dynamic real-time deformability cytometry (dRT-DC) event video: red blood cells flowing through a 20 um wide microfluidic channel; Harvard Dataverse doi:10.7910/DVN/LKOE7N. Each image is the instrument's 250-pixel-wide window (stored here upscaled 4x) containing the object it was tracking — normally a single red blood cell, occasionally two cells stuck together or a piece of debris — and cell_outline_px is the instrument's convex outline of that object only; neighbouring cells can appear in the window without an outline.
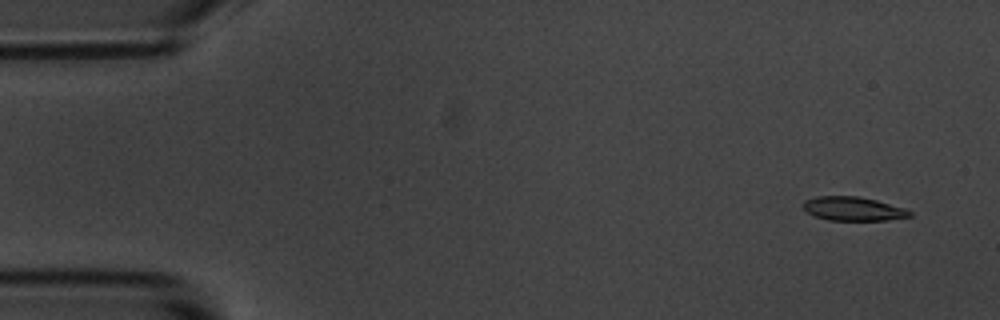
{"species": "common noctule bat (a hibernating species)", "species_latin": "Nyctalus noctula", "temperature_condition": "room temperature", "stored_images_in_passage": 4, "camera_frame_rate_fps": 3000, "um_per_image_px": 0.085, "animal": {"sex": "male", "body_mass_g": 20.1, "forearm_length_mm": 53.5}, "frame": {"image": 1, "passage_image": 1, "time_ms": 0.0, "image_size_px": [1000, 320], "cell_outline_px": [[912, 216], [888, 220], [828, 220], [816, 216], [808, 212], [804, 208], [804, 200], [816, 196], [860, 196], [876, 200], [904, 208], [912, 212]], "centroid_in_image_um": [72.53, 17.74], "position_along_channel_um": 12.5, "area_um2": 14.74}}
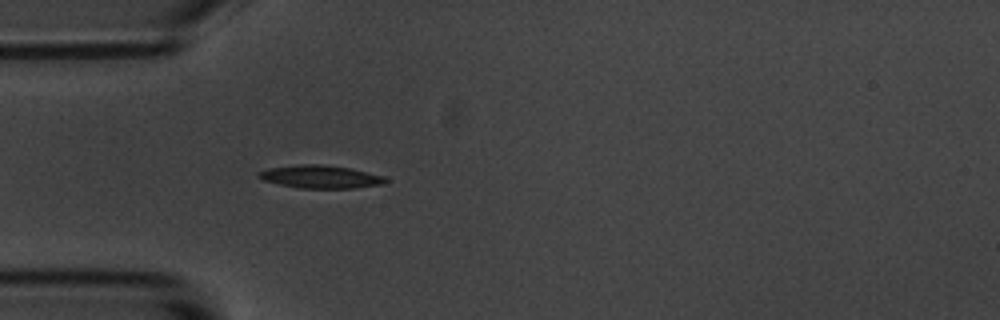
{"frame": {"image": 2, "passage_image": 4, "time_ms": 4.333, "image_size_px": [1000, 320], "cell_outline_px": [[388, 180], [384, 184], [352, 188], [300, 188], [280, 184], [264, 180], [256, 176], [260, 172], [268, 168], [300, 164], [320, 164], [352, 168], [384, 176]], "centroid_in_image_um": [27.27, 15.02], "position_along_channel_um": 57.7, "area_um2": 16.88}}